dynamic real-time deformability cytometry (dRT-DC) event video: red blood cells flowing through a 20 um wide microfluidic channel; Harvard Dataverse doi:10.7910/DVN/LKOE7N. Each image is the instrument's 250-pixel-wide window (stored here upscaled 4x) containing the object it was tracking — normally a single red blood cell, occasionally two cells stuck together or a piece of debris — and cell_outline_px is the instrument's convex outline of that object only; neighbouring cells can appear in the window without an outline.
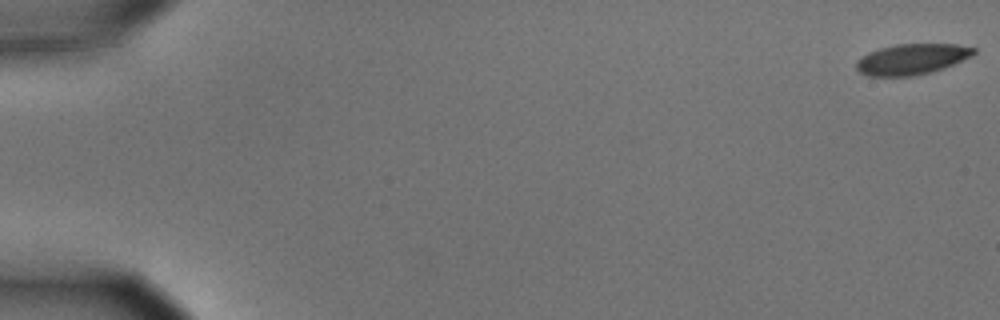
{"species": "common noctule bat (a hibernating species)", "species_latin": "Nyctalus noctula", "temperature_condition": "cold", "stored_images_in_passage": 57, "camera_frame_rate_fps": 3000, "um_per_image_px": 0.085, "animal": {"sex": "male", "body_mass_g": 15.6}, "frame": {"image": 1, "passage_image": 1, "time_ms": 0.0, "image_size_px": [1000, 320], "cell_outline_px": [[976, 52], [972, 56], [932, 72], [912, 76], [868, 76], [860, 72], [856, 68], [856, 60], [868, 52], [880, 48], [896, 44], [956, 44], [976, 48]], "centroid_in_image_um": [77.48, 5.03], "position_along_channel_um": 7.5, "area_um2": 20.98}}
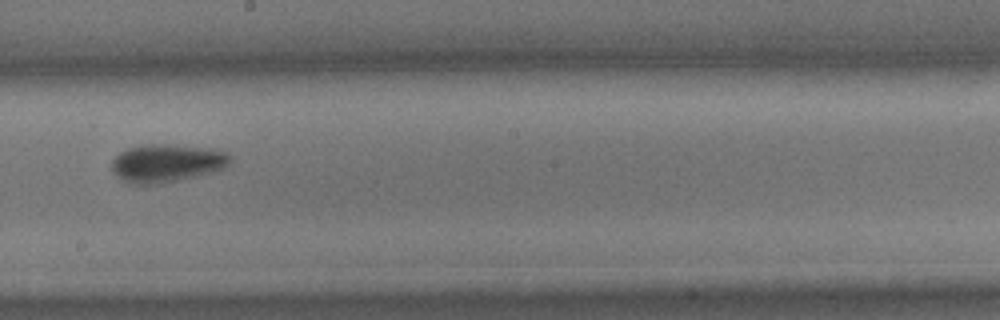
{"frame": {"image": 2, "passage_image": 33, "time_ms": 10.667, "image_size_px": [1000, 320], "cell_outline_px": [[232, 160], [224, 168], [212, 172], [196, 176], [156, 184], [128, 184], [112, 172], [112, 160], [120, 152], [128, 148], [144, 144], [164, 144], [216, 148], [228, 152], [232, 156]], "centroid_in_image_um": [14.2, 13.85], "position_along_channel_um": 234.0, "area_um2": 26.47}}
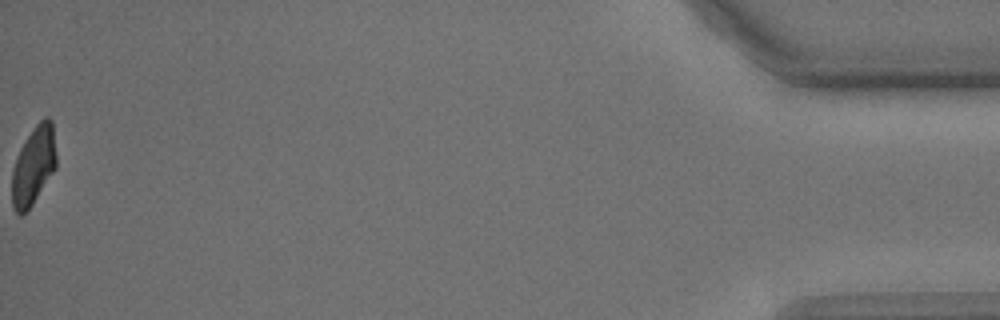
{"frame": {"image": 3, "passage_image": 57, "time_ms": 18.667, "image_size_px": [1000, 320], "cell_outline_px": [[56, 168], [32, 204], [20, 216], [12, 208], [12, 168], [20, 148], [36, 124], [44, 116], [48, 116], [52, 120], [56, 156]], "centroid_in_image_um": [2.85, 14.06], "position_along_channel_um": 432.4, "area_um2": 20.17}, "authors_computed_cell_mechanics": {"area_um2": 23.0622, "velocity_mm_per_s": 3.6181, "shape_relaxation_time_tau1_ms": 2.6879, "shape_relaxation_time_tau2_ms": 10.856, "deformation_change_tau1": 0.1122, "deformation_change_tau2": 0.1188}}